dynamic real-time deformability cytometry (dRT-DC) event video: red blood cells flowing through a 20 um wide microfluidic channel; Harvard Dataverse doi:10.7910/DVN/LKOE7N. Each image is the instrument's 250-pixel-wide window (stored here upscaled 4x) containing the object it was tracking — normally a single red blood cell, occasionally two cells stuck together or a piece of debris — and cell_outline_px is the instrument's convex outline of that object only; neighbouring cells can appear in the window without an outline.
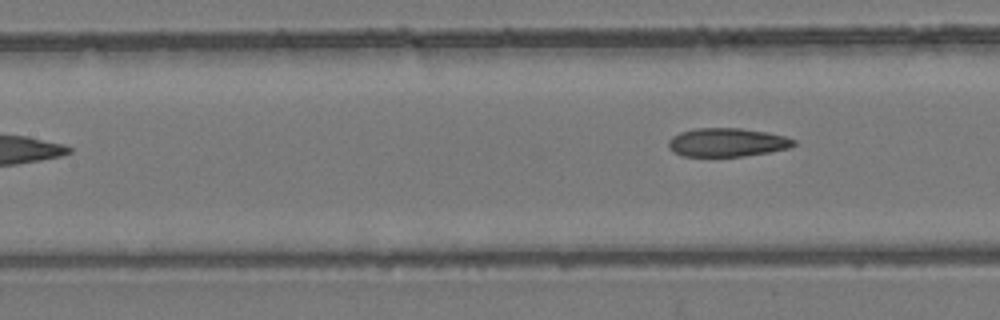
{"species": "common noctule bat (a hibernating species)", "species_latin": "Nyctalus noctula", "temperature_condition": "room temperature", "stored_images_in_passage": 6, "camera_frame_rate_fps": 3000, "um_per_image_px": 0.085, "animal": {"sex": "female", "body_mass_g": 24.6, "forearm_length_mm": 56.2}, "frame": {"image": 1, "passage_image": 6, "time_ms": 5.667, "image_size_px": [1000, 320], "cell_outline_px": [[796, 144], [788, 148], [768, 152], [744, 156], [680, 156], [672, 152], [668, 148], [668, 140], [672, 136], [680, 132], [696, 128], [740, 128], [764, 132], [784, 136], [796, 140]], "centroid_in_image_um": [61.75, 12.1], "position_along_channel_um": 145.7, "area_um2": 20.87}}